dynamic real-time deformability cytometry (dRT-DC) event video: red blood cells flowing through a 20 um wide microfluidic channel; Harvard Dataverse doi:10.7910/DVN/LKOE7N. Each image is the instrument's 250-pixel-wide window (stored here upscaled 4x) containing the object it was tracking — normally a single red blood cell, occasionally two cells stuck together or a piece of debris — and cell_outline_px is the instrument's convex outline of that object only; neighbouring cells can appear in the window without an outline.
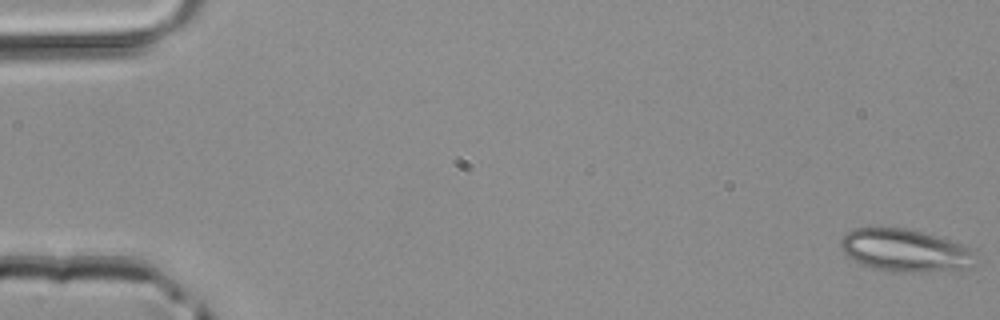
{"species": "common noctule bat (a hibernating species)", "species_latin": "Nyctalus noctula", "temperature_condition": "room temperature", "stored_images_in_passage": 48, "camera_frame_rate_fps": 3000, "um_per_image_px": 0.085, "animal": {"sex": "male", "body_mass_g": 20.4}, "frame": {"image": 1, "passage_image": 1, "time_ms": 0.0, "image_size_px": [1000, 320], "cell_outline_px": [[976, 264], [972, 268], [924, 272], [896, 272], [876, 268], [864, 264], [848, 256], [840, 248], [840, 240], [848, 232], [856, 228], [904, 228], [936, 236], [960, 244], [976, 252]], "centroid_in_image_um": [76.99, 21.3], "position_along_channel_um": 8.0, "area_um2": 33.12}}
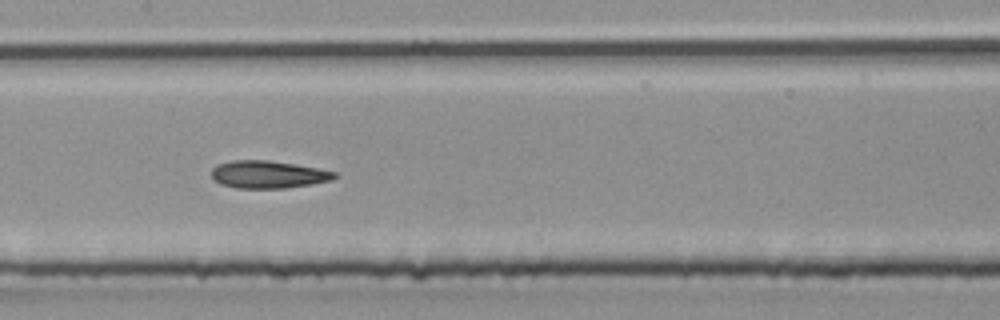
{"frame": {"image": 2, "passage_image": 24, "time_ms": 7.667, "image_size_px": [1000, 320], "cell_outline_px": [[340, 176], [332, 180], [312, 184], [284, 188], [236, 188], [220, 184], [212, 176], [212, 168], [216, 164], [232, 160], [268, 160], [316, 168], [336, 172]], "centroid_in_image_um": [22.79, 14.83], "position_along_channel_um": 184.6, "area_um2": 19.71}}
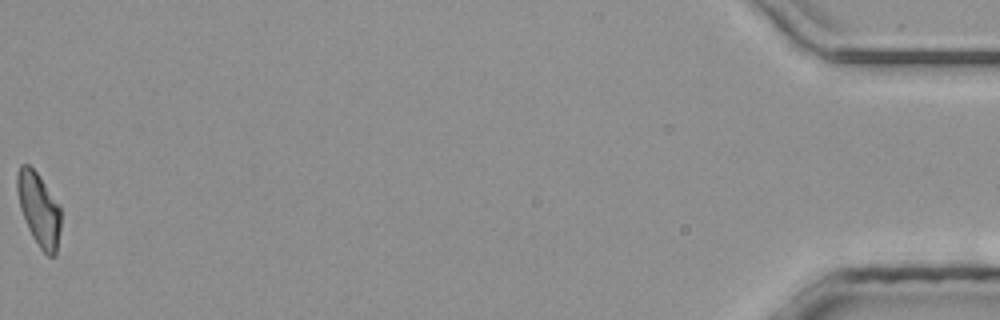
{"frame": {"image": 3, "passage_image": 48, "time_ms": 15.667, "image_size_px": [1000, 320], "cell_outline_px": [[60, 228], [56, 256], [48, 256], [40, 248], [32, 236], [28, 228], [20, 208], [16, 188], [16, 176], [20, 164], [28, 164], [36, 172], [60, 208]], "centroid_in_image_um": [3.28, 17.81], "position_along_channel_um": 431.9, "area_um2": 18.32}}